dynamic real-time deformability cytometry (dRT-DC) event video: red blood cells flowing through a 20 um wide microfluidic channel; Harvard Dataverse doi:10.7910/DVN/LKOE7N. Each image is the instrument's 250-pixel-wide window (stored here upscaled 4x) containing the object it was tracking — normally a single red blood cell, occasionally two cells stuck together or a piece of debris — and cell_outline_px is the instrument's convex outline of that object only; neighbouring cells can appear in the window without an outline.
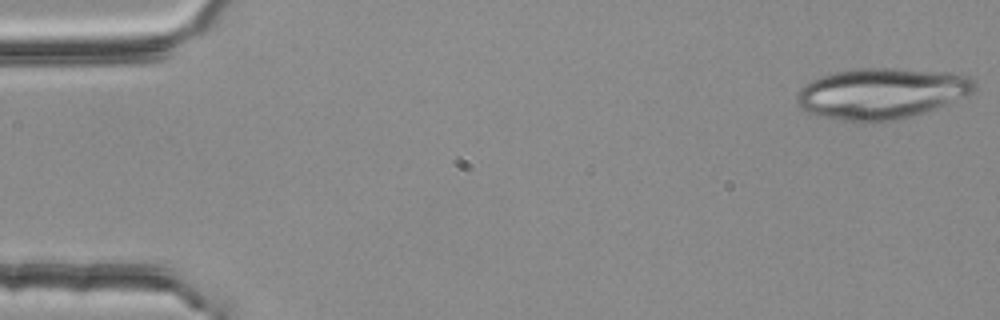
{"species": "common noctule bat (a hibernating species)", "species_latin": "Nyctalus noctula", "temperature_condition": "room temperature", "stored_images_in_passage": 19, "camera_frame_rate_fps": 3000, "um_per_image_px": 0.085, "animal": {"sex": "female", "body_mass_g": 25.1}, "frame": {"image": 1, "passage_image": 1, "time_ms": 0.0, "image_size_px": [1000, 320], "cell_outline_px": [[976, 88], [972, 92], [936, 108], [924, 112], [896, 120], [872, 124], [856, 124], [816, 116], [800, 108], [796, 100], [796, 96], [800, 88], [804, 84], [820, 76], [852, 68], [900, 68], [960, 72], [972, 76], [976, 80]], "centroid_in_image_um": [74.92, 7.95], "position_along_channel_um": 10.1, "area_um2": 54.1}}